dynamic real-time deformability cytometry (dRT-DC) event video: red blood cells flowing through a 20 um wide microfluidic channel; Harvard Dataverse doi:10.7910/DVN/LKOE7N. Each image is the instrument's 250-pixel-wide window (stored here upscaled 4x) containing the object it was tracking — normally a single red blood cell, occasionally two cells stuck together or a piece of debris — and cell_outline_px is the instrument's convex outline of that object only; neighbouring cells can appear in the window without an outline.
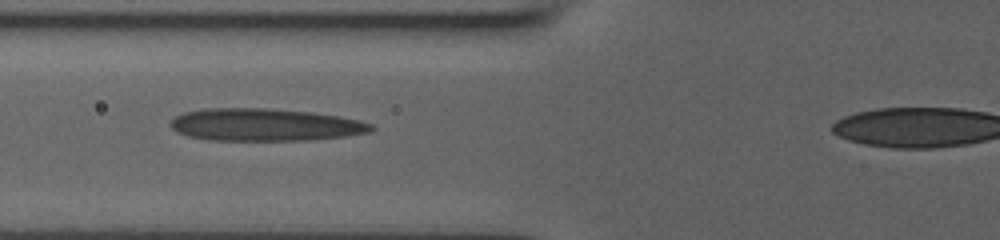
{"species": "human", "species_latin": "Homo sapiens", "temperature_condition": "room temperature", "stored_images_in_passage": 36, "camera_frame_rate_fps": 3000, "um_per_image_px": 0.085, "donor": {"sex": "male"}, "frame": {"image": 1, "passage_image": 11, "time_ms": 3.333, "image_size_px": [1000, 240], "cell_outline_px": [[376, 128], [368, 132], [344, 136], [308, 140], [208, 140], [188, 136], [176, 132], [168, 124], [176, 116], [184, 112], [204, 108], [268, 108], [312, 112], [360, 120], [372, 124]], "centroid_in_image_um": [22.48, 10.6], "position_along_channel_um": 103.3, "area_um2": 37.97}}
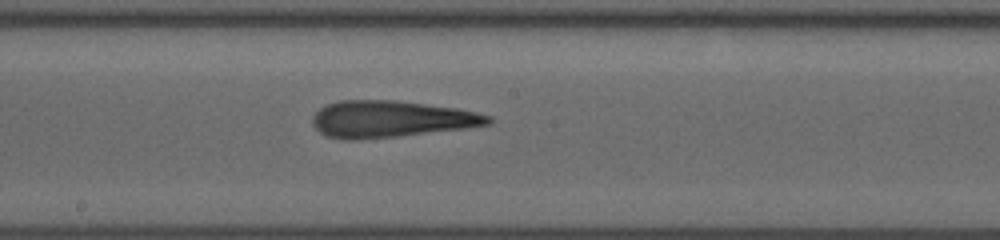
{"frame": {"image": 2, "passage_image": 19, "time_ms": 6.0, "image_size_px": [1000, 240], "cell_outline_px": [[496, 120], [492, 124], [464, 128], [396, 136], [352, 140], [344, 140], [328, 136], [320, 132], [312, 124], [312, 116], [324, 104], [340, 100], [396, 100], [456, 108], [476, 112], [492, 116]], "centroid_in_image_um": [33.22, 10.11], "position_along_channel_um": 215.0, "area_um2": 37.57}}
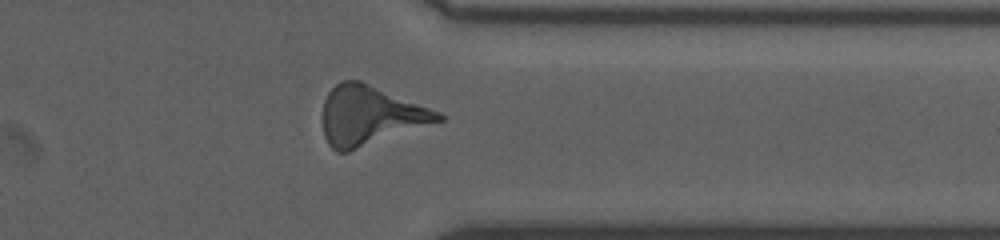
{"frame": {"image": 3, "passage_image": 31, "time_ms": 10.0, "image_size_px": [1000, 240], "cell_outline_px": [[444, 120], [348, 152], [336, 152], [328, 144], [324, 136], [324, 100], [328, 92], [340, 80], [360, 80], [440, 112], [444, 116]], "centroid_in_image_um": [31.45, 9.82], "position_along_channel_um": 379.9, "area_um2": 39.54}}